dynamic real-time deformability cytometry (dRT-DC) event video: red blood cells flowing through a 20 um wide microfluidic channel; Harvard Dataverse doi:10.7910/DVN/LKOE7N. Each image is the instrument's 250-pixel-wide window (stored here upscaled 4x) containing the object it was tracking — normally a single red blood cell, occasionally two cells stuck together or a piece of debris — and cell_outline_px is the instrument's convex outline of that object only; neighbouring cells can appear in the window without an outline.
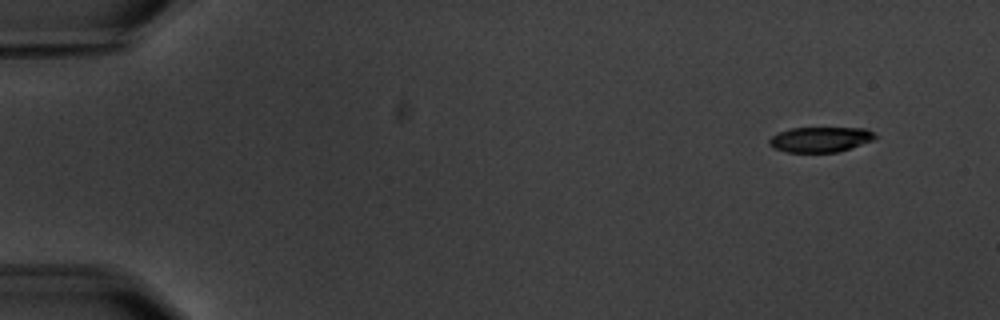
{"species": "common noctule bat (a hibernating species)", "species_latin": "Nyctalus noctula", "temperature_condition": "warm", "stored_images_in_passage": 5, "camera_frame_rate_fps": 3000, "um_per_image_px": 0.085, "animal": {"sex": "male", "body_mass_g": 20.1, "forearm_length_mm": 53.5}, "frame": {"image": 1, "passage_image": 1, "time_ms": 0.0, "image_size_px": [1000, 320], "cell_outline_px": [[876, 136], [872, 140], [836, 152], [788, 152], [772, 148], [768, 144], [768, 140], [772, 136], [780, 132], [792, 128], [864, 128], [872, 132]], "centroid_in_image_um": [69.66, 11.85], "position_along_channel_um": 15.3, "area_um2": 15.26}}